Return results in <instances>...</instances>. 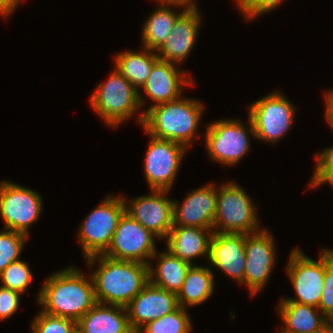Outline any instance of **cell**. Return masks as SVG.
Listing matches in <instances>:
<instances>
[{
	"mask_svg": "<svg viewBox=\"0 0 333 333\" xmlns=\"http://www.w3.org/2000/svg\"><path fill=\"white\" fill-rule=\"evenodd\" d=\"M214 183L188 193L182 203L173 200V225L192 226L213 230L217 205Z\"/></svg>",
	"mask_w": 333,
	"mask_h": 333,
	"instance_id": "e0dca14e",
	"label": "cell"
},
{
	"mask_svg": "<svg viewBox=\"0 0 333 333\" xmlns=\"http://www.w3.org/2000/svg\"><path fill=\"white\" fill-rule=\"evenodd\" d=\"M30 325L32 333H77L76 321L50 315L42 310Z\"/></svg>",
	"mask_w": 333,
	"mask_h": 333,
	"instance_id": "f546056e",
	"label": "cell"
},
{
	"mask_svg": "<svg viewBox=\"0 0 333 333\" xmlns=\"http://www.w3.org/2000/svg\"><path fill=\"white\" fill-rule=\"evenodd\" d=\"M150 138L144 159V174L151 190L170 191L187 148L170 140Z\"/></svg>",
	"mask_w": 333,
	"mask_h": 333,
	"instance_id": "7c38bea8",
	"label": "cell"
},
{
	"mask_svg": "<svg viewBox=\"0 0 333 333\" xmlns=\"http://www.w3.org/2000/svg\"><path fill=\"white\" fill-rule=\"evenodd\" d=\"M325 116H333V89L328 90L325 94Z\"/></svg>",
	"mask_w": 333,
	"mask_h": 333,
	"instance_id": "8d00e7d4",
	"label": "cell"
},
{
	"mask_svg": "<svg viewBox=\"0 0 333 333\" xmlns=\"http://www.w3.org/2000/svg\"><path fill=\"white\" fill-rule=\"evenodd\" d=\"M209 263L244 285L245 234L215 233L210 240Z\"/></svg>",
	"mask_w": 333,
	"mask_h": 333,
	"instance_id": "ac0fdd59",
	"label": "cell"
},
{
	"mask_svg": "<svg viewBox=\"0 0 333 333\" xmlns=\"http://www.w3.org/2000/svg\"><path fill=\"white\" fill-rule=\"evenodd\" d=\"M213 230L173 225L166 237V249L174 256L193 265V259L200 256L209 259L210 240Z\"/></svg>",
	"mask_w": 333,
	"mask_h": 333,
	"instance_id": "ffe728a7",
	"label": "cell"
},
{
	"mask_svg": "<svg viewBox=\"0 0 333 333\" xmlns=\"http://www.w3.org/2000/svg\"><path fill=\"white\" fill-rule=\"evenodd\" d=\"M214 272L210 266L191 265L181 289L178 291V304L182 308L197 306L205 301L214 291Z\"/></svg>",
	"mask_w": 333,
	"mask_h": 333,
	"instance_id": "484cf974",
	"label": "cell"
},
{
	"mask_svg": "<svg viewBox=\"0 0 333 333\" xmlns=\"http://www.w3.org/2000/svg\"><path fill=\"white\" fill-rule=\"evenodd\" d=\"M284 0H246L244 5L238 9L245 19H255L264 13L271 12L277 8Z\"/></svg>",
	"mask_w": 333,
	"mask_h": 333,
	"instance_id": "1f68e13d",
	"label": "cell"
},
{
	"mask_svg": "<svg viewBox=\"0 0 333 333\" xmlns=\"http://www.w3.org/2000/svg\"><path fill=\"white\" fill-rule=\"evenodd\" d=\"M273 234L267 229L245 234L244 285L253 297L267 284L276 262V245Z\"/></svg>",
	"mask_w": 333,
	"mask_h": 333,
	"instance_id": "4fadbf2b",
	"label": "cell"
},
{
	"mask_svg": "<svg viewBox=\"0 0 333 333\" xmlns=\"http://www.w3.org/2000/svg\"><path fill=\"white\" fill-rule=\"evenodd\" d=\"M205 105L198 99L181 97L152 106L145 114L142 127L146 134L190 147L197 137Z\"/></svg>",
	"mask_w": 333,
	"mask_h": 333,
	"instance_id": "3957f363",
	"label": "cell"
},
{
	"mask_svg": "<svg viewBox=\"0 0 333 333\" xmlns=\"http://www.w3.org/2000/svg\"><path fill=\"white\" fill-rule=\"evenodd\" d=\"M278 314L283 321L279 333H302L323 328L328 318L318 307L297 302H278Z\"/></svg>",
	"mask_w": 333,
	"mask_h": 333,
	"instance_id": "603a6c76",
	"label": "cell"
},
{
	"mask_svg": "<svg viewBox=\"0 0 333 333\" xmlns=\"http://www.w3.org/2000/svg\"><path fill=\"white\" fill-rule=\"evenodd\" d=\"M245 1L246 0H236V3H238L237 6L239 7L238 9H240L244 5Z\"/></svg>",
	"mask_w": 333,
	"mask_h": 333,
	"instance_id": "60d3db41",
	"label": "cell"
},
{
	"mask_svg": "<svg viewBox=\"0 0 333 333\" xmlns=\"http://www.w3.org/2000/svg\"><path fill=\"white\" fill-rule=\"evenodd\" d=\"M178 64L164 60H158L151 70L142 90L153 101V105L140 113L138 122L142 126L144 114L152 107L159 104L175 101L182 97L186 85L193 86V79L188 77V71H179ZM184 86V87H183ZM182 94V95H181Z\"/></svg>",
	"mask_w": 333,
	"mask_h": 333,
	"instance_id": "9a60e30c",
	"label": "cell"
},
{
	"mask_svg": "<svg viewBox=\"0 0 333 333\" xmlns=\"http://www.w3.org/2000/svg\"><path fill=\"white\" fill-rule=\"evenodd\" d=\"M168 190H151L149 195L125 199L126 212L158 239L165 240L173 227V199ZM166 196V197H165Z\"/></svg>",
	"mask_w": 333,
	"mask_h": 333,
	"instance_id": "5bb4252c",
	"label": "cell"
},
{
	"mask_svg": "<svg viewBox=\"0 0 333 333\" xmlns=\"http://www.w3.org/2000/svg\"><path fill=\"white\" fill-rule=\"evenodd\" d=\"M318 309L329 319L333 315V250L325 248V276Z\"/></svg>",
	"mask_w": 333,
	"mask_h": 333,
	"instance_id": "4dcf8cb0",
	"label": "cell"
},
{
	"mask_svg": "<svg viewBox=\"0 0 333 333\" xmlns=\"http://www.w3.org/2000/svg\"><path fill=\"white\" fill-rule=\"evenodd\" d=\"M33 281V273L28 263L18 260L10 263L1 273L0 282L3 287L17 291L21 294L27 292L29 285Z\"/></svg>",
	"mask_w": 333,
	"mask_h": 333,
	"instance_id": "83f0119b",
	"label": "cell"
},
{
	"mask_svg": "<svg viewBox=\"0 0 333 333\" xmlns=\"http://www.w3.org/2000/svg\"><path fill=\"white\" fill-rule=\"evenodd\" d=\"M325 183L333 187V169H314L313 177L309 182V189H315Z\"/></svg>",
	"mask_w": 333,
	"mask_h": 333,
	"instance_id": "836d02e7",
	"label": "cell"
},
{
	"mask_svg": "<svg viewBox=\"0 0 333 333\" xmlns=\"http://www.w3.org/2000/svg\"><path fill=\"white\" fill-rule=\"evenodd\" d=\"M85 260L89 269L98 263V268L90 273L97 303L126 307L149 283L147 264L116 260L103 254Z\"/></svg>",
	"mask_w": 333,
	"mask_h": 333,
	"instance_id": "7a4b0ae2",
	"label": "cell"
},
{
	"mask_svg": "<svg viewBox=\"0 0 333 333\" xmlns=\"http://www.w3.org/2000/svg\"><path fill=\"white\" fill-rule=\"evenodd\" d=\"M41 287L37 302L50 315L77 322L97 304L91 275L73 266L49 275Z\"/></svg>",
	"mask_w": 333,
	"mask_h": 333,
	"instance_id": "6da1fadb",
	"label": "cell"
},
{
	"mask_svg": "<svg viewBox=\"0 0 333 333\" xmlns=\"http://www.w3.org/2000/svg\"><path fill=\"white\" fill-rule=\"evenodd\" d=\"M191 317L187 309L179 307L172 313L144 325L137 333H189Z\"/></svg>",
	"mask_w": 333,
	"mask_h": 333,
	"instance_id": "4316f807",
	"label": "cell"
},
{
	"mask_svg": "<svg viewBox=\"0 0 333 333\" xmlns=\"http://www.w3.org/2000/svg\"><path fill=\"white\" fill-rule=\"evenodd\" d=\"M201 21L199 8L186 9L177 18L166 41L156 51L159 59L182 64L195 46Z\"/></svg>",
	"mask_w": 333,
	"mask_h": 333,
	"instance_id": "d6986e66",
	"label": "cell"
},
{
	"mask_svg": "<svg viewBox=\"0 0 333 333\" xmlns=\"http://www.w3.org/2000/svg\"><path fill=\"white\" fill-rule=\"evenodd\" d=\"M331 329L333 330V315L328 319Z\"/></svg>",
	"mask_w": 333,
	"mask_h": 333,
	"instance_id": "b9f144b4",
	"label": "cell"
},
{
	"mask_svg": "<svg viewBox=\"0 0 333 333\" xmlns=\"http://www.w3.org/2000/svg\"><path fill=\"white\" fill-rule=\"evenodd\" d=\"M315 159L317 160L315 169H333V147L317 153Z\"/></svg>",
	"mask_w": 333,
	"mask_h": 333,
	"instance_id": "e575fe53",
	"label": "cell"
},
{
	"mask_svg": "<svg viewBox=\"0 0 333 333\" xmlns=\"http://www.w3.org/2000/svg\"><path fill=\"white\" fill-rule=\"evenodd\" d=\"M302 333H333V330L331 329V326L328 322L323 328H321L317 331L302 332Z\"/></svg>",
	"mask_w": 333,
	"mask_h": 333,
	"instance_id": "f35d334b",
	"label": "cell"
},
{
	"mask_svg": "<svg viewBox=\"0 0 333 333\" xmlns=\"http://www.w3.org/2000/svg\"><path fill=\"white\" fill-rule=\"evenodd\" d=\"M257 208L245 190L233 181L217 187L215 233L248 234L262 229Z\"/></svg>",
	"mask_w": 333,
	"mask_h": 333,
	"instance_id": "277c9868",
	"label": "cell"
},
{
	"mask_svg": "<svg viewBox=\"0 0 333 333\" xmlns=\"http://www.w3.org/2000/svg\"><path fill=\"white\" fill-rule=\"evenodd\" d=\"M155 239L158 238L125 211L103 255L116 260L135 261L148 265L149 259L157 251Z\"/></svg>",
	"mask_w": 333,
	"mask_h": 333,
	"instance_id": "8fae6325",
	"label": "cell"
},
{
	"mask_svg": "<svg viewBox=\"0 0 333 333\" xmlns=\"http://www.w3.org/2000/svg\"><path fill=\"white\" fill-rule=\"evenodd\" d=\"M157 2V8L145 21L141 32L142 46L154 51H157L166 41L177 18L187 9L178 4ZM174 6L181 7V12L177 13Z\"/></svg>",
	"mask_w": 333,
	"mask_h": 333,
	"instance_id": "cb8c5ba5",
	"label": "cell"
},
{
	"mask_svg": "<svg viewBox=\"0 0 333 333\" xmlns=\"http://www.w3.org/2000/svg\"><path fill=\"white\" fill-rule=\"evenodd\" d=\"M164 3L178 4L186 7L187 9H197L198 5L195 0H156Z\"/></svg>",
	"mask_w": 333,
	"mask_h": 333,
	"instance_id": "74e56055",
	"label": "cell"
},
{
	"mask_svg": "<svg viewBox=\"0 0 333 333\" xmlns=\"http://www.w3.org/2000/svg\"><path fill=\"white\" fill-rule=\"evenodd\" d=\"M29 236L3 229L0 232V273L12 262L20 260L25 241Z\"/></svg>",
	"mask_w": 333,
	"mask_h": 333,
	"instance_id": "f1b7e54d",
	"label": "cell"
},
{
	"mask_svg": "<svg viewBox=\"0 0 333 333\" xmlns=\"http://www.w3.org/2000/svg\"><path fill=\"white\" fill-rule=\"evenodd\" d=\"M248 117L257 140L276 143L290 130L296 107L280 91H274L249 106Z\"/></svg>",
	"mask_w": 333,
	"mask_h": 333,
	"instance_id": "ba28073f",
	"label": "cell"
},
{
	"mask_svg": "<svg viewBox=\"0 0 333 333\" xmlns=\"http://www.w3.org/2000/svg\"><path fill=\"white\" fill-rule=\"evenodd\" d=\"M77 333H134L126 307L97 303L77 321Z\"/></svg>",
	"mask_w": 333,
	"mask_h": 333,
	"instance_id": "44dd1931",
	"label": "cell"
},
{
	"mask_svg": "<svg viewBox=\"0 0 333 333\" xmlns=\"http://www.w3.org/2000/svg\"><path fill=\"white\" fill-rule=\"evenodd\" d=\"M246 123L247 125L240 119H220L208 123L204 140L210 159L221 165L236 166L250 150L249 134L255 138L249 117Z\"/></svg>",
	"mask_w": 333,
	"mask_h": 333,
	"instance_id": "8992f818",
	"label": "cell"
},
{
	"mask_svg": "<svg viewBox=\"0 0 333 333\" xmlns=\"http://www.w3.org/2000/svg\"><path fill=\"white\" fill-rule=\"evenodd\" d=\"M90 105L108 126L117 128L141 109L138 90L116 69L99 83L90 97Z\"/></svg>",
	"mask_w": 333,
	"mask_h": 333,
	"instance_id": "5b68a950",
	"label": "cell"
},
{
	"mask_svg": "<svg viewBox=\"0 0 333 333\" xmlns=\"http://www.w3.org/2000/svg\"><path fill=\"white\" fill-rule=\"evenodd\" d=\"M286 272L297 298H282L280 302H297L318 307L323 291L325 276V248L321 249L319 260H314L298 247L290 253Z\"/></svg>",
	"mask_w": 333,
	"mask_h": 333,
	"instance_id": "9c48e42d",
	"label": "cell"
},
{
	"mask_svg": "<svg viewBox=\"0 0 333 333\" xmlns=\"http://www.w3.org/2000/svg\"><path fill=\"white\" fill-rule=\"evenodd\" d=\"M125 198L106 196L81 223L77 236L85 258L108 249L119 219L126 211Z\"/></svg>",
	"mask_w": 333,
	"mask_h": 333,
	"instance_id": "52a82bcc",
	"label": "cell"
},
{
	"mask_svg": "<svg viewBox=\"0 0 333 333\" xmlns=\"http://www.w3.org/2000/svg\"><path fill=\"white\" fill-rule=\"evenodd\" d=\"M176 293L148 283L126 306L129 324L134 333L144 325L178 309Z\"/></svg>",
	"mask_w": 333,
	"mask_h": 333,
	"instance_id": "2e32d148",
	"label": "cell"
},
{
	"mask_svg": "<svg viewBox=\"0 0 333 333\" xmlns=\"http://www.w3.org/2000/svg\"><path fill=\"white\" fill-rule=\"evenodd\" d=\"M141 51L126 50L115 55V68L138 90L139 104L145 105L140 88L146 83L153 65L159 60L156 51L142 48ZM143 97V98H142Z\"/></svg>",
	"mask_w": 333,
	"mask_h": 333,
	"instance_id": "7402d4cb",
	"label": "cell"
},
{
	"mask_svg": "<svg viewBox=\"0 0 333 333\" xmlns=\"http://www.w3.org/2000/svg\"><path fill=\"white\" fill-rule=\"evenodd\" d=\"M42 198L37 191L11 181L0 182V216L3 229L29 236V226L42 212Z\"/></svg>",
	"mask_w": 333,
	"mask_h": 333,
	"instance_id": "30bf717a",
	"label": "cell"
},
{
	"mask_svg": "<svg viewBox=\"0 0 333 333\" xmlns=\"http://www.w3.org/2000/svg\"><path fill=\"white\" fill-rule=\"evenodd\" d=\"M21 293L0 285V320L13 316L19 309Z\"/></svg>",
	"mask_w": 333,
	"mask_h": 333,
	"instance_id": "d6a6232c",
	"label": "cell"
},
{
	"mask_svg": "<svg viewBox=\"0 0 333 333\" xmlns=\"http://www.w3.org/2000/svg\"><path fill=\"white\" fill-rule=\"evenodd\" d=\"M327 123L333 130V116H325Z\"/></svg>",
	"mask_w": 333,
	"mask_h": 333,
	"instance_id": "ab89813d",
	"label": "cell"
},
{
	"mask_svg": "<svg viewBox=\"0 0 333 333\" xmlns=\"http://www.w3.org/2000/svg\"><path fill=\"white\" fill-rule=\"evenodd\" d=\"M155 259H158V261L155 262L157 265L154 267L151 261ZM148 266L150 283L177 294L182 287L191 264L172 255L166 249L162 253L156 251Z\"/></svg>",
	"mask_w": 333,
	"mask_h": 333,
	"instance_id": "d4e9b609",
	"label": "cell"
},
{
	"mask_svg": "<svg viewBox=\"0 0 333 333\" xmlns=\"http://www.w3.org/2000/svg\"><path fill=\"white\" fill-rule=\"evenodd\" d=\"M23 0H0V15L7 18Z\"/></svg>",
	"mask_w": 333,
	"mask_h": 333,
	"instance_id": "d590c367",
	"label": "cell"
}]
</instances>
